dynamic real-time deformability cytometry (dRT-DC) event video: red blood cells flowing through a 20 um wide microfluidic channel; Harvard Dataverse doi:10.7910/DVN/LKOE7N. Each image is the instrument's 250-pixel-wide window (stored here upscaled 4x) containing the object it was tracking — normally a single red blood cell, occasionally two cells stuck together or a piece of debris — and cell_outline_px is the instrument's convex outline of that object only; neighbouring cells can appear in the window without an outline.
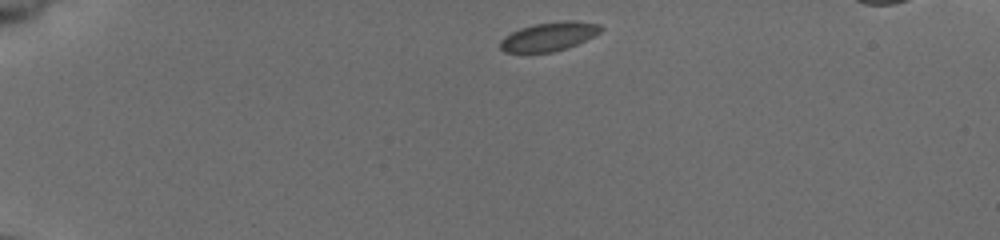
{"species": "common noctule bat (a hibernating species)", "species_latin": "Nyctalus noctula", "temperature_condition": "cold", "stored_images_in_passage": 42, "camera_frame_rate_fps": 3000, "um_per_image_px": 0.085, "animal": {"sex": "female", "body_mass_g": 19.5, "forearm_length_mm": 54.1}, "frame": {"image": 1, "passage_image": 1, "time_ms": 0.0, "image_size_px": [1000, 240], "cell_outline_px": [[604, 28], [600, 32], [568, 48], [552, 52], [504, 52], [500, 48], [500, 40], [504, 36], [520, 28], [532, 24], [564, 20], [572, 20], [600, 24]], "centroid_in_image_um": [46.65, 3.09], "position_along_channel_um": 38.3, "area_um2": 16.88}}
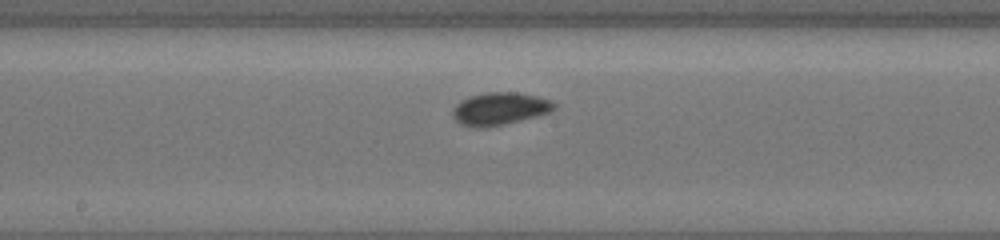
{"frame": {"image": 2, "passage_image": 19, "time_ms": 6.0, "image_size_px": [1000, 240], "cell_outline_px": [[556, 108], [548, 112], [536, 116], [488, 128], [476, 128], [460, 124], [452, 116], [452, 108], [460, 100], [472, 96], [488, 92], [516, 92], [536, 96], [552, 100], [556, 104]], "centroid_in_image_um": [42.45, 9.25], "position_along_channel_um": 205.8, "area_um2": 19.31}}
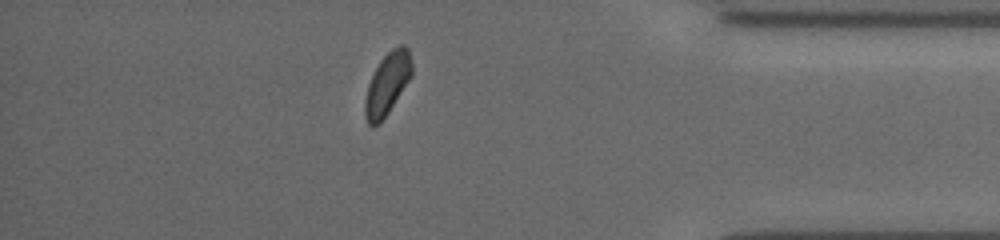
{"frame": {"image": 3, "passage_image": 36, "time_ms": 11.667, "image_size_px": [1000, 240], "cell_outline_px": [[412, 76], [380, 124], [372, 128], [368, 124], [364, 116], [364, 104], [368, 84], [380, 60], [392, 48], [400, 44], [404, 44], [408, 48], [412, 60]], "centroid_in_image_um": [32.92, 7.13], "position_along_channel_um": 402.3, "area_um2": 17.05}, "authors_computed_cell_mechanics": {"area_um2": 17.1088, "velocity_mm_per_s": 3.8759, "shape_relaxation_time_tau1_ms": 8.8689, "shape_relaxation_time_tau2_ms": null, "deformation_change_tau1": 0.1491, "deformation_change_tau2": null}}